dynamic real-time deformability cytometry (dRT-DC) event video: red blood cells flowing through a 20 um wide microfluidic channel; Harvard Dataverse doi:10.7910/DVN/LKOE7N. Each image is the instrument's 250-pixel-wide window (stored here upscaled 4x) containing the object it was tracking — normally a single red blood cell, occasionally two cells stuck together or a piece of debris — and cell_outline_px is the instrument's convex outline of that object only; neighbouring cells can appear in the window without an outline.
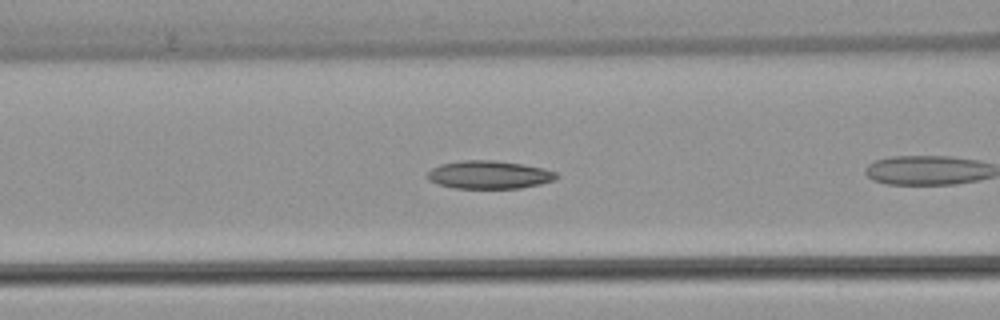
{"species": "common noctule bat (a hibernating species)", "species_latin": "Nyctalus noctula", "temperature_condition": "warm", "stored_images_in_passage": 19, "camera_frame_rate_fps": 3000, "um_per_image_px": 0.085, "animal": {"sex": "female", "body_mass_g": 22.7, "forearm_length_mm": 54.2}, "frame": {"image": 1, "passage_image": 6, "time_ms": 1.667, "image_size_px": [1000, 320], "cell_outline_px": [[560, 176], [556, 180], [540, 184], [520, 188], [452, 188], [436, 184], [428, 180], [424, 176], [432, 168], [440, 164], [460, 160], [496, 160], [524, 164], [544, 168], [556, 172]], "centroid_in_image_um": [41.56, 14.85], "position_along_channel_um": 125.0, "area_um2": 21.5}}
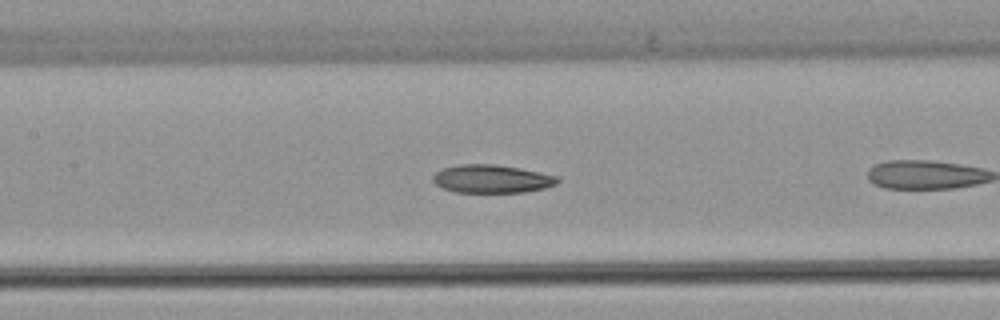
{"frame": {"image": 2, "passage_image": 9, "time_ms": 2.667, "image_size_px": [1000, 320], "cell_outline_px": [[560, 180], [556, 184], [544, 188], [524, 192], [456, 192], [444, 188], [436, 184], [432, 180], [432, 176], [436, 172], [444, 168], [460, 164], [496, 164], [520, 168], [540, 172], [556, 176]], "centroid_in_image_um": [41.8, 15.2], "position_along_channel_um": 165.6, "area_um2": 20.35}}